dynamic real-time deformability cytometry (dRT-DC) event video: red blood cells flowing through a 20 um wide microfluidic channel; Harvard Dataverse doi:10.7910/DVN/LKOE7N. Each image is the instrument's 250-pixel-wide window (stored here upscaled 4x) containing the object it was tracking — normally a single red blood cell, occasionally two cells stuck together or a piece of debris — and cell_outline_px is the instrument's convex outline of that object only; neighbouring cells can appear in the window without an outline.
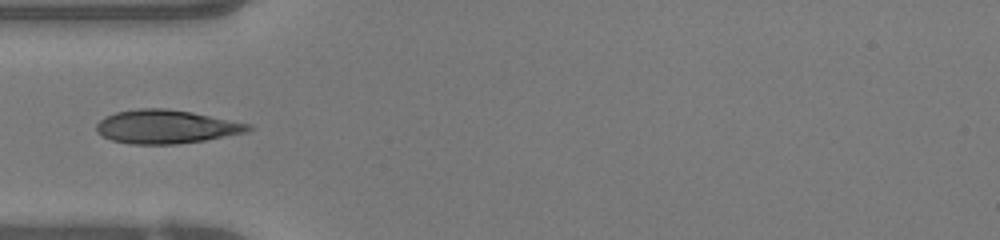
{"species": "human", "species_latin": "Homo sapiens", "temperature_condition": "warm", "stored_images_in_passage": 35, "camera_frame_rate_fps": 3000, "um_per_image_px": 0.085, "donor": {"sex": "female"}, "frame": {"image": 1, "passage_image": 1, "time_ms": 0.0, "image_size_px": [1000, 240], "cell_outline_px": [[252, 128], [244, 132], [204, 140], [176, 144], [132, 144], [112, 140], [96, 132], [96, 124], [100, 120], [116, 112], [140, 108], [164, 108], [192, 112], [252, 124]], "centroid_in_image_um": [14.11, 10.76], "position_along_channel_um": 70.9, "area_um2": 29.42}}
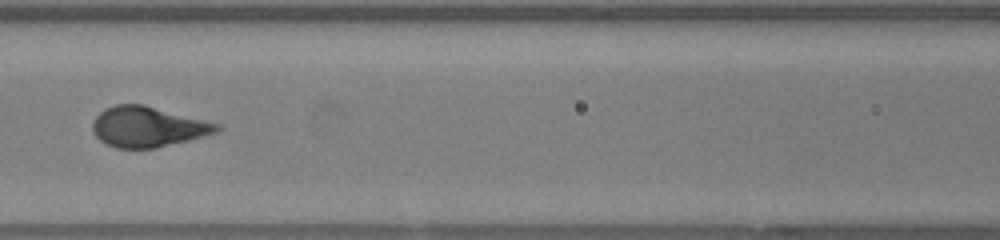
{"frame": {"image": 2, "passage_image": 7, "time_ms": 2.0, "image_size_px": [1000, 240], "cell_outline_px": [[224, 128], [220, 132], [156, 148], [116, 148], [100, 140], [92, 132], [92, 120], [104, 108], [116, 104], [144, 104], [220, 124]], "centroid_in_image_um": [12.57, 10.77], "position_along_channel_um": 154.0, "area_um2": 29.42}}
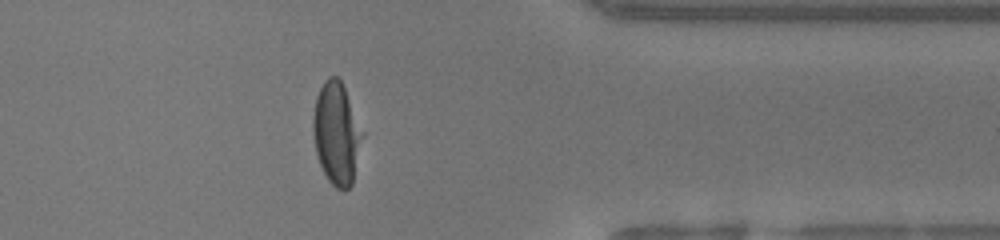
{"frame": {"image": 3, "passage_image": 25, "time_ms": 8.0, "image_size_px": [1000, 240], "cell_outline_px": [[364, 136], [352, 184], [348, 188], [336, 188], [328, 180], [320, 164], [316, 152], [312, 128], [312, 116], [316, 96], [324, 80], [328, 76], [340, 76], [364, 132]], "centroid_in_image_um": [28.62, 11.28], "position_along_channel_um": 382.8, "area_um2": 29.71}}